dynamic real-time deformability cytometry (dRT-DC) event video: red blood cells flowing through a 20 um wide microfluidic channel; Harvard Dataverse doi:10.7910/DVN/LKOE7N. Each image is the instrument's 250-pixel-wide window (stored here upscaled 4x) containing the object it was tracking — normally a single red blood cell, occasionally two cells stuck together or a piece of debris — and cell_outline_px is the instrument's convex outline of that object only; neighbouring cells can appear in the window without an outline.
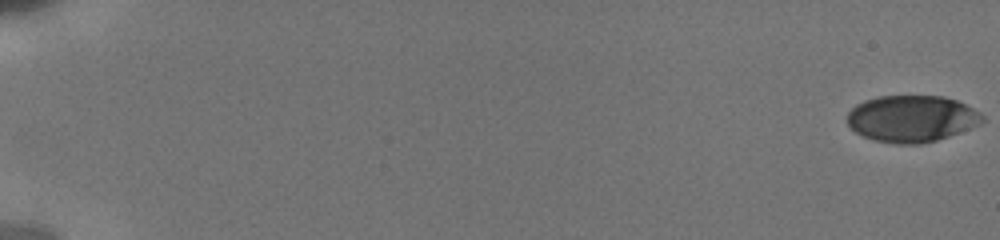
{"species": "human", "species_latin": "Homo sapiens", "temperature_condition": "cold", "stored_images_in_passage": 7, "camera_frame_rate_fps": 3000, "um_per_image_px": 0.085, "donor": {"sex": "male"}, "frame": {"image": 1, "passage_image": 1, "time_ms": 0.0, "image_size_px": [1000, 240], "cell_outline_px": [[984, 120], [980, 124], [948, 136], [936, 140], [920, 144], [896, 144], [872, 140], [856, 132], [848, 124], [848, 112], [856, 104], [864, 100], [876, 96], [944, 96], [956, 100], [980, 112], [984, 116]], "centroid_in_image_um": [77.48, 10.08], "position_along_channel_um": 7.5, "area_um2": 36.7}}